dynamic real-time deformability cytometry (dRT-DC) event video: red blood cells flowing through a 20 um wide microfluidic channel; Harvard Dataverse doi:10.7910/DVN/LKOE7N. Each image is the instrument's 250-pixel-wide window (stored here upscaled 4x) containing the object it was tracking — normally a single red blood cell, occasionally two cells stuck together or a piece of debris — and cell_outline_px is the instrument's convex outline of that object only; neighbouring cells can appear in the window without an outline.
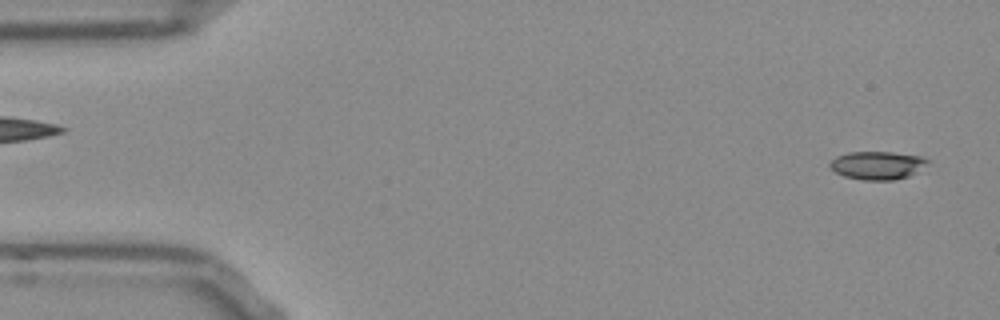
{"species": "Egyptian fruit bat (a non-hibernating species)", "species_latin": "Rousettus aegyptiacus", "temperature_condition": "room temperature", "stored_images_in_passage": 52, "camera_frame_rate_fps": 3000, "um_per_image_px": 0.085, "frame": {"image": 1, "passage_image": 2, "time_ms": 0.333, "image_size_px": [1000, 320], "cell_outline_px": [[928, 160], [908, 176], [892, 180], [864, 180], [844, 176], [836, 172], [828, 164], [836, 156], [848, 152], [892, 152], [920, 156]], "centroid_in_image_um": [74.48, 14.04], "position_along_channel_um": 10.5, "area_um2": 15.55}}
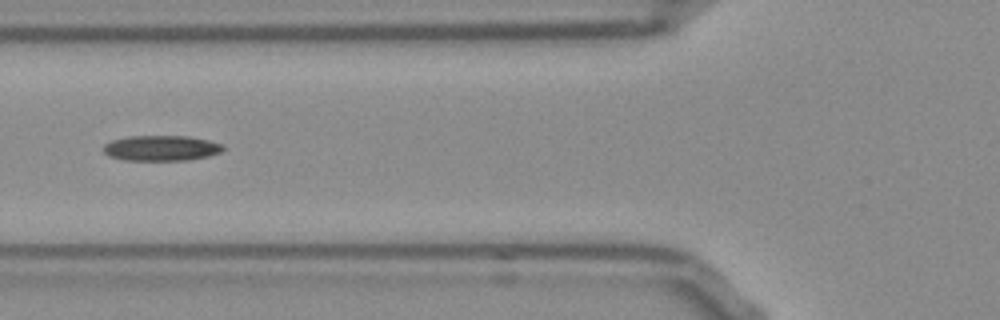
{"frame": {"image": 2, "passage_image": 19, "time_ms": 6.0, "image_size_px": [1000, 320], "cell_outline_px": [[224, 148], [220, 152], [208, 156], [188, 160], [124, 160], [108, 156], [104, 152], [104, 144], [112, 140], [128, 136], [188, 136], [208, 140], [224, 144]], "centroid_in_image_um": [13.7, 12.59], "position_along_channel_um": 112.1, "area_um2": 17.74}}
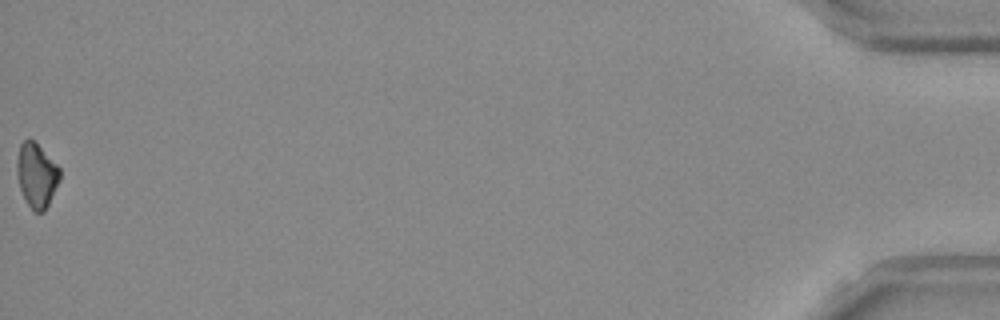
{"frame": {"image": 3, "passage_image": 52, "time_ms": 17.0, "image_size_px": [1000, 320], "cell_outline_px": [[60, 180], [44, 212], [32, 212], [20, 188], [16, 172], [16, 160], [20, 144], [24, 140], [32, 140], [60, 168]], "centroid_in_image_um": [3.09, 14.92], "position_along_channel_um": 432.1, "area_um2": 15.84}}